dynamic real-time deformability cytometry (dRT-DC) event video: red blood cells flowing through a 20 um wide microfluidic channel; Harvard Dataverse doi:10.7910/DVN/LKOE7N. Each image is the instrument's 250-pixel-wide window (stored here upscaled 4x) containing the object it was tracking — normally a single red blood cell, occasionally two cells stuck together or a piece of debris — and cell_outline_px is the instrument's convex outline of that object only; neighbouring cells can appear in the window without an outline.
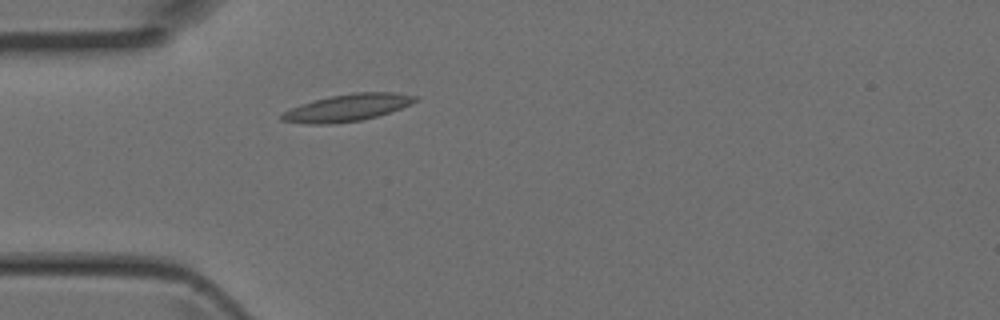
{"species": "Egyptian fruit bat (a non-hibernating species)", "species_latin": "Rousettus aegyptiacus", "temperature_condition": "room temperature", "stored_images_in_passage": 1, "camera_frame_rate_fps": 3000, "um_per_image_px": 0.085, "animal": {"sex": "female"}, "frame": {"image": 1, "passage_image": 1, "time_ms": 0.0, "image_size_px": [1000, 320], "cell_outline_px": [[420, 100], [412, 104], [376, 116], [360, 120], [332, 124], [308, 124], [280, 120], [280, 116], [284, 112], [300, 104], [328, 96], [352, 92], [396, 92], [420, 96]], "centroid_in_image_um": [29.57, 9.13], "position_along_channel_um": 55.4, "area_um2": 21.15}}